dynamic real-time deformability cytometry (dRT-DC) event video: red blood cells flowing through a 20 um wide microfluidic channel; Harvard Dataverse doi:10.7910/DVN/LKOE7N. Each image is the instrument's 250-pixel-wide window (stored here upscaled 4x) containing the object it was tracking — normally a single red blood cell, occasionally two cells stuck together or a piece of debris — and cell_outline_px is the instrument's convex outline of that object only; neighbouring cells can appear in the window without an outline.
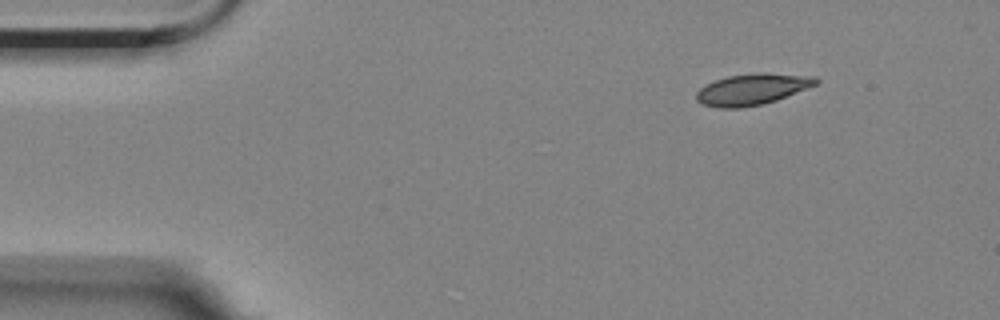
{"species": "Egyptian fruit bat (a non-hibernating species)", "species_latin": "Rousettus aegyptiacus", "temperature_condition": "room temperature", "stored_images_in_passage": 5, "segment_of_instrument_passage": [2, 2], "camera_frame_rate_fps": 3000, "um_per_image_px": 0.085, "animal": {"sex": "female"}, "frame": {"image": 1, "passage_image": 5, "time_ms": 5.667, "image_size_px": [1000, 320], "cell_outline_px": [[820, 80], [816, 84], [776, 100], [760, 104], [740, 108], [720, 108], [704, 104], [696, 100], [696, 92], [704, 84], [728, 76], [756, 72], [764, 72], [816, 76]], "centroid_in_image_um": [63.93, 7.57], "position_along_channel_um": 21.1, "area_um2": 21.68}}